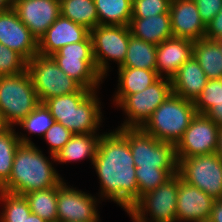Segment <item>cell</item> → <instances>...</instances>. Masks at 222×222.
Segmentation results:
<instances>
[{
  "mask_svg": "<svg viewBox=\"0 0 222 222\" xmlns=\"http://www.w3.org/2000/svg\"><path fill=\"white\" fill-rule=\"evenodd\" d=\"M118 89L114 96H129L143 91L155 83L160 76L156 70L141 68H118Z\"/></svg>",
  "mask_w": 222,
  "mask_h": 222,
  "instance_id": "25",
  "label": "cell"
},
{
  "mask_svg": "<svg viewBox=\"0 0 222 222\" xmlns=\"http://www.w3.org/2000/svg\"><path fill=\"white\" fill-rule=\"evenodd\" d=\"M92 164L100 179V196L127 212L138 200L136 167L129 142L117 129L101 134Z\"/></svg>",
  "mask_w": 222,
  "mask_h": 222,
  "instance_id": "1",
  "label": "cell"
},
{
  "mask_svg": "<svg viewBox=\"0 0 222 222\" xmlns=\"http://www.w3.org/2000/svg\"><path fill=\"white\" fill-rule=\"evenodd\" d=\"M12 9L38 41L61 15L60 0H13Z\"/></svg>",
  "mask_w": 222,
  "mask_h": 222,
  "instance_id": "15",
  "label": "cell"
},
{
  "mask_svg": "<svg viewBox=\"0 0 222 222\" xmlns=\"http://www.w3.org/2000/svg\"><path fill=\"white\" fill-rule=\"evenodd\" d=\"M172 93L171 79L160 77L143 91L129 96H114L113 102L128 117L119 127H142Z\"/></svg>",
  "mask_w": 222,
  "mask_h": 222,
  "instance_id": "9",
  "label": "cell"
},
{
  "mask_svg": "<svg viewBox=\"0 0 222 222\" xmlns=\"http://www.w3.org/2000/svg\"><path fill=\"white\" fill-rule=\"evenodd\" d=\"M97 199L91 194L67 186H57V222H99Z\"/></svg>",
  "mask_w": 222,
  "mask_h": 222,
  "instance_id": "14",
  "label": "cell"
},
{
  "mask_svg": "<svg viewBox=\"0 0 222 222\" xmlns=\"http://www.w3.org/2000/svg\"><path fill=\"white\" fill-rule=\"evenodd\" d=\"M73 133L66 129L61 123L54 121L53 125L44 134V139L50 146V157L55 162V155L70 140Z\"/></svg>",
  "mask_w": 222,
  "mask_h": 222,
  "instance_id": "37",
  "label": "cell"
},
{
  "mask_svg": "<svg viewBox=\"0 0 222 222\" xmlns=\"http://www.w3.org/2000/svg\"><path fill=\"white\" fill-rule=\"evenodd\" d=\"M157 45L130 35L124 62L118 68L156 70Z\"/></svg>",
  "mask_w": 222,
  "mask_h": 222,
  "instance_id": "26",
  "label": "cell"
},
{
  "mask_svg": "<svg viewBox=\"0 0 222 222\" xmlns=\"http://www.w3.org/2000/svg\"><path fill=\"white\" fill-rule=\"evenodd\" d=\"M198 8L199 15L207 25L222 9V0H193Z\"/></svg>",
  "mask_w": 222,
  "mask_h": 222,
  "instance_id": "38",
  "label": "cell"
},
{
  "mask_svg": "<svg viewBox=\"0 0 222 222\" xmlns=\"http://www.w3.org/2000/svg\"><path fill=\"white\" fill-rule=\"evenodd\" d=\"M25 222H47V221L42 219L38 215L31 213L28 217H26Z\"/></svg>",
  "mask_w": 222,
  "mask_h": 222,
  "instance_id": "44",
  "label": "cell"
},
{
  "mask_svg": "<svg viewBox=\"0 0 222 222\" xmlns=\"http://www.w3.org/2000/svg\"><path fill=\"white\" fill-rule=\"evenodd\" d=\"M193 56L200 64L208 80L222 79V54L216 40L194 41Z\"/></svg>",
  "mask_w": 222,
  "mask_h": 222,
  "instance_id": "24",
  "label": "cell"
},
{
  "mask_svg": "<svg viewBox=\"0 0 222 222\" xmlns=\"http://www.w3.org/2000/svg\"><path fill=\"white\" fill-rule=\"evenodd\" d=\"M61 15L92 30L99 25L94 0H60Z\"/></svg>",
  "mask_w": 222,
  "mask_h": 222,
  "instance_id": "29",
  "label": "cell"
},
{
  "mask_svg": "<svg viewBox=\"0 0 222 222\" xmlns=\"http://www.w3.org/2000/svg\"><path fill=\"white\" fill-rule=\"evenodd\" d=\"M96 93L81 87L72 94L49 98L44 104L54 121L73 134L96 133L103 118Z\"/></svg>",
  "mask_w": 222,
  "mask_h": 222,
  "instance_id": "3",
  "label": "cell"
},
{
  "mask_svg": "<svg viewBox=\"0 0 222 222\" xmlns=\"http://www.w3.org/2000/svg\"><path fill=\"white\" fill-rule=\"evenodd\" d=\"M129 28L134 37L156 45L173 37L169 13L148 18H131Z\"/></svg>",
  "mask_w": 222,
  "mask_h": 222,
  "instance_id": "22",
  "label": "cell"
},
{
  "mask_svg": "<svg viewBox=\"0 0 222 222\" xmlns=\"http://www.w3.org/2000/svg\"><path fill=\"white\" fill-rule=\"evenodd\" d=\"M169 14L173 37L192 41L205 38L206 25L193 0H171Z\"/></svg>",
  "mask_w": 222,
  "mask_h": 222,
  "instance_id": "18",
  "label": "cell"
},
{
  "mask_svg": "<svg viewBox=\"0 0 222 222\" xmlns=\"http://www.w3.org/2000/svg\"><path fill=\"white\" fill-rule=\"evenodd\" d=\"M215 154L222 159V127H220L218 132L217 148Z\"/></svg>",
  "mask_w": 222,
  "mask_h": 222,
  "instance_id": "42",
  "label": "cell"
},
{
  "mask_svg": "<svg viewBox=\"0 0 222 222\" xmlns=\"http://www.w3.org/2000/svg\"><path fill=\"white\" fill-rule=\"evenodd\" d=\"M196 114L193 101L172 93L141 128L157 140L176 145Z\"/></svg>",
  "mask_w": 222,
  "mask_h": 222,
  "instance_id": "4",
  "label": "cell"
},
{
  "mask_svg": "<svg viewBox=\"0 0 222 222\" xmlns=\"http://www.w3.org/2000/svg\"><path fill=\"white\" fill-rule=\"evenodd\" d=\"M27 71L41 103L49 98L72 94L81 88L59 68L52 56L38 53L27 61Z\"/></svg>",
  "mask_w": 222,
  "mask_h": 222,
  "instance_id": "10",
  "label": "cell"
},
{
  "mask_svg": "<svg viewBox=\"0 0 222 222\" xmlns=\"http://www.w3.org/2000/svg\"><path fill=\"white\" fill-rule=\"evenodd\" d=\"M32 213L47 222H57V186L24 195Z\"/></svg>",
  "mask_w": 222,
  "mask_h": 222,
  "instance_id": "30",
  "label": "cell"
},
{
  "mask_svg": "<svg viewBox=\"0 0 222 222\" xmlns=\"http://www.w3.org/2000/svg\"><path fill=\"white\" fill-rule=\"evenodd\" d=\"M6 127L0 132V188L9 180L12 165L20 143H33L27 136L18 135L13 129Z\"/></svg>",
  "mask_w": 222,
  "mask_h": 222,
  "instance_id": "27",
  "label": "cell"
},
{
  "mask_svg": "<svg viewBox=\"0 0 222 222\" xmlns=\"http://www.w3.org/2000/svg\"><path fill=\"white\" fill-rule=\"evenodd\" d=\"M220 127L206 115L196 114L175 145L177 157L215 153Z\"/></svg>",
  "mask_w": 222,
  "mask_h": 222,
  "instance_id": "13",
  "label": "cell"
},
{
  "mask_svg": "<svg viewBox=\"0 0 222 222\" xmlns=\"http://www.w3.org/2000/svg\"><path fill=\"white\" fill-rule=\"evenodd\" d=\"M101 134H73L65 146L55 155V161L58 163H70L89 158L93 163Z\"/></svg>",
  "mask_w": 222,
  "mask_h": 222,
  "instance_id": "23",
  "label": "cell"
},
{
  "mask_svg": "<svg viewBox=\"0 0 222 222\" xmlns=\"http://www.w3.org/2000/svg\"><path fill=\"white\" fill-rule=\"evenodd\" d=\"M215 199L179 176L176 222H208Z\"/></svg>",
  "mask_w": 222,
  "mask_h": 222,
  "instance_id": "17",
  "label": "cell"
},
{
  "mask_svg": "<svg viewBox=\"0 0 222 222\" xmlns=\"http://www.w3.org/2000/svg\"><path fill=\"white\" fill-rule=\"evenodd\" d=\"M13 0H0V12L12 9Z\"/></svg>",
  "mask_w": 222,
  "mask_h": 222,
  "instance_id": "43",
  "label": "cell"
},
{
  "mask_svg": "<svg viewBox=\"0 0 222 222\" xmlns=\"http://www.w3.org/2000/svg\"><path fill=\"white\" fill-rule=\"evenodd\" d=\"M171 0H133L131 18H148L169 13Z\"/></svg>",
  "mask_w": 222,
  "mask_h": 222,
  "instance_id": "36",
  "label": "cell"
},
{
  "mask_svg": "<svg viewBox=\"0 0 222 222\" xmlns=\"http://www.w3.org/2000/svg\"><path fill=\"white\" fill-rule=\"evenodd\" d=\"M0 43L27 61L38 54V40L13 9L0 12Z\"/></svg>",
  "mask_w": 222,
  "mask_h": 222,
  "instance_id": "16",
  "label": "cell"
},
{
  "mask_svg": "<svg viewBox=\"0 0 222 222\" xmlns=\"http://www.w3.org/2000/svg\"><path fill=\"white\" fill-rule=\"evenodd\" d=\"M205 115L222 127V103L215 104Z\"/></svg>",
  "mask_w": 222,
  "mask_h": 222,
  "instance_id": "40",
  "label": "cell"
},
{
  "mask_svg": "<svg viewBox=\"0 0 222 222\" xmlns=\"http://www.w3.org/2000/svg\"><path fill=\"white\" fill-rule=\"evenodd\" d=\"M63 178L34 143H20L9 180L0 188L17 195L58 186Z\"/></svg>",
  "mask_w": 222,
  "mask_h": 222,
  "instance_id": "2",
  "label": "cell"
},
{
  "mask_svg": "<svg viewBox=\"0 0 222 222\" xmlns=\"http://www.w3.org/2000/svg\"><path fill=\"white\" fill-rule=\"evenodd\" d=\"M129 142L135 167L141 169H178L173 143L157 140L141 127L116 128Z\"/></svg>",
  "mask_w": 222,
  "mask_h": 222,
  "instance_id": "6",
  "label": "cell"
},
{
  "mask_svg": "<svg viewBox=\"0 0 222 222\" xmlns=\"http://www.w3.org/2000/svg\"><path fill=\"white\" fill-rule=\"evenodd\" d=\"M194 41L172 37L157 45L156 72L171 79L178 69L193 56ZM165 74V75H164Z\"/></svg>",
  "mask_w": 222,
  "mask_h": 222,
  "instance_id": "20",
  "label": "cell"
},
{
  "mask_svg": "<svg viewBox=\"0 0 222 222\" xmlns=\"http://www.w3.org/2000/svg\"><path fill=\"white\" fill-rule=\"evenodd\" d=\"M0 199L4 202L0 222H25L26 217L32 213L24 195L0 190Z\"/></svg>",
  "mask_w": 222,
  "mask_h": 222,
  "instance_id": "31",
  "label": "cell"
},
{
  "mask_svg": "<svg viewBox=\"0 0 222 222\" xmlns=\"http://www.w3.org/2000/svg\"><path fill=\"white\" fill-rule=\"evenodd\" d=\"M54 119L50 110L44 103H40L30 114L26 116L18 125L25 131L43 136L53 125Z\"/></svg>",
  "mask_w": 222,
  "mask_h": 222,
  "instance_id": "33",
  "label": "cell"
},
{
  "mask_svg": "<svg viewBox=\"0 0 222 222\" xmlns=\"http://www.w3.org/2000/svg\"><path fill=\"white\" fill-rule=\"evenodd\" d=\"M99 25L129 26L132 0H94Z\"/></svg>",
  "mask_w": 222,
  "mask_h": 222,
  "instance_id": "28",
  "label": "cell"
},
{
  "mask_svg": "<svg viewBox=\"0 0 222 222\" xmlns=\"http://www.w3.org/2000/svg\"><path fill=\"white\" fill-rule=\"evenodd\" d=\"M90 34L85 26L60 15L38 41V53L52 56L63 46L83 41Z\"/></svg>",
  "mask_w": 222,
  "mask_h": 222,
  "instance_id": "19",
  "label": "cell"
},
{
  "mask_svg": "<svg viewBox=\"0 0 222 222\" xmlns=\"http://www.w3.org/2000/svg\"><path fill=\"white\" fill-rule=\"evenodd\" d=\"M135 172L139 199L178 174V169H141V167H136Z\"/></svg>",
  "mask_w": 222,
  "mask_h": 222,
  "instance_id": "32",
  "label": "cell"
},
{
  "mask_svg": "<svg viewBox=\"0 0 222 222\" xmlns=\"http://www.w3.org/2000/svg\"><path fill=\"white\" fill-rule=\"evenodd\" d=\"M52 57L59 68L82 88L96 91L103 81L94 60L90 34L81 42L63 46Z\"/></svg>",
  "mask_w": 222,
  "mask_h": 222,
  "instance_id": "7",
  "label": "cell"
},
{
  "mask_svg": "<svg viewBox=\"0 0 222 222\" xmlns=\"http://www.w3.org/2000/svg\"><path fill=\"white\" fill-rule=\"evenodd\" d=\"M40 103L27 70L0 76V111L8 127L18 125Z\"/></svg>",
  "mask_w": 222,
  "mask_h": 222,
  "instance_id": "5",
  "label": "cell"
},
{
  "mask_svg": "<svg viewBox=\"0 0 222 222\" xmlns=\"http://www.w3.org/2000/svg\"><path fill=\"white\" fill-rule=\"evenodd\" d=\"M6 127H8L3 119V116L0 111V132L3 131Z\"/></svg>",
  "mask_w": 222,
  "mask_h": 222,
  "instance_id": "45",
  "label": "cell"
},
{
  "mask_svg": "<svg viewBox=\"0 0 222 222\" xmlns=\"http://www.w3.org/2000/svg\"><path fill=\"white\" fill-rule=\"evenodd\" d=\"M27 70V60L0 43V76L16 75Z\"/></svg>",
  "mask_w": 222,
  "mask_h": 222,
  "instance_id": "35",
  "label": "cell"
},
{
  "mask_svg": "<svg viewBox=\"0 0 222 222\" xmlns=\"http://www.w3.org/2000/svg\"><path fill=\"white\" fill-rule=\"evenodd\" d=\"M222 103V79H210L194 101L197 114L205 115L215 104Z\"/></svg>",
  "mask_w": 222,
  "mask_h": 222,
  "instance_id": "34",
  "label": "cell"
},
{
  "mask_svg": "<svg viewBox=\"0 0 222 222\" xmlns=\"http://www.w3.org/2000/svg\"><path fill=\"white\" fill-rule=\"evenodd\" d=\"M178 188L179 175L176 174L166 183L140 197L127 211L128 215L133 222H176Z\"/></svg>",
  "mask_w": 222,
  "mask_h": 222,
  "instance_id": "8",
  "label": "cell"
},
{
  "mask_svg": "<svg viewBox=\"0 0 222 222\" xmlns=\"http://www.w3.org/2000/svg\"><path fill=\"white\" fill-rule=\"evenodd\" d=\"M220 46V53L222 54V37L216 40Z\"/></svg>",
  "mask_w": 222,
  "mask_h": 222,
  "instance_id": "46",
  "label": "cell"
},
{
  "mask_svg": "<svg viewBox=\"0 0 222 222\" xmlns=\"http://www.w3.org/2000/svg\"><path fill=\"white\" fill-rule=\"evenodd\" d=\"M180 178L209 196L222 199V159L215 153L177 157Z\"/></svg>",
  "mask_w": 222,
  "mask_h": 222,
  "instance_id": "11",
  "label": "cell"
},
{
  "mask_svg": "<svg viewBox=\"0 0 222 222\" xmlns=\"http://www.w3.org/2000/svg\"><path fill=\"white\" fill-rule=\"evenodd\" d=\"M222 37V9L206 25L205 39L217 40Z\"/></svg>",
  "mask_w": 222,
  "mask_h": 222,
  "instance_id": "39",
  "label": "cell"
},
{
  "mask_svg": "<svg viewBox=\"0 0 222 222\" xmlns=\"http://www.w3.org/2000/svg\"><path fill=\"white\" fill-rule=\"evenodd\" d=\"M131 31L129 26L98 25L90 30L93 55L98 72L105 78L109 70L108 60L124 62Z\"/></svg>",
  "mask_w": 222,
  "mask_h": 222,
  "instance_id": "12",
  "label": "cell"
},
{
  "mask_svg": "<svg viewBox=\"0 0 222 222\" xmlns=\"http://www.w3.org/2000/svg\"><path fill=\"white\" fill-rule=\"evenodd\" d=\"M208 81L198 61L192 56L171 78L173 94L195 101Z\"/></svg>",
  "mask_w": 222,
  "mask_h": 222,
  "instance_id": "21",
  "label": "cell"
},
{
  "mask_svg": "<svg viewBox=\"0 0 222 222\" xmlns=\"http://www.w3.org/2000/svg\"><path fill=\"white\" fill-rule=\"evenodd\" d=\"M208 222H222V199H216Z\"/></svg>",
  "mask_w": 222,
  "mask_h": 222,
  "instance_id": "41",
  "label": "cell"
}]
</instances>
